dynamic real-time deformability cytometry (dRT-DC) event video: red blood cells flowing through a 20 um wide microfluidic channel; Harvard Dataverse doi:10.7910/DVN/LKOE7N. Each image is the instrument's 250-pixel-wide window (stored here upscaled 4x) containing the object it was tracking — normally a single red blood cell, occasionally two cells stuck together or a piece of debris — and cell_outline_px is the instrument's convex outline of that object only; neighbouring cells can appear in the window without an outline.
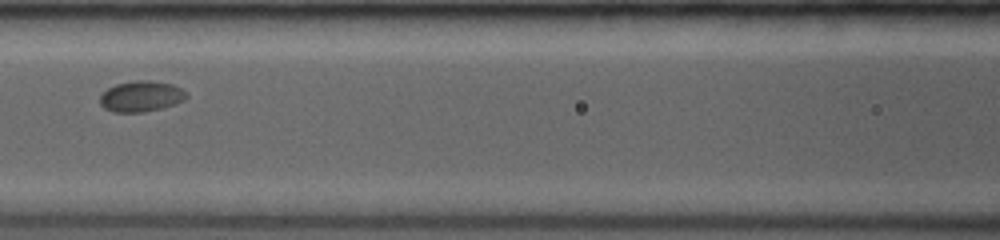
{"species": "common noctule bat (a hibernating species)", "species_latin": "Nyctalus noctula", "temperature_condition": "room temperature", "stored_images_in_passage": 15, "camera_frame_rate_fps": 3500, "um_per_image_px": 0.085, "animal": {"sex": "female", "body_mass_g": 19.0, "forearm_length_mm": 53.3}, "frame": {"image": 1, "passage_image": 8, "time_ms": 5.429, "image_size_px": [1000, 240], "cell_outline_px": [[188, 96], [184, 100], [160, 108], [144, 112], [112, 112], [104, 108], [100, 104], [100, 96], [108, 88], [116, 84], [136, 80], [148, 80], [172, 84], [180, 88]], "centroid_in_image_um": [11.96, 8.19], "position_along_channel_um": 154.6, "area_um2": 15.32}}
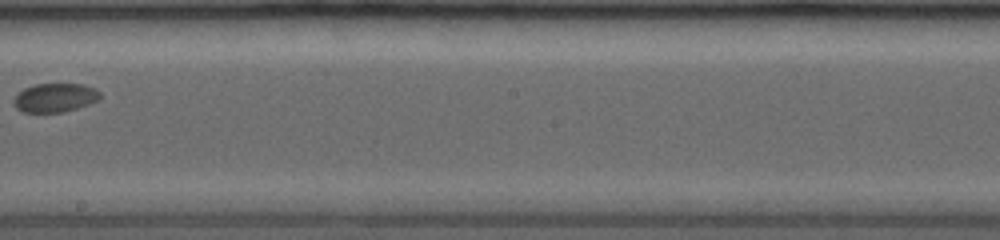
{"frame": {"image": 2, "passage_image": 11, "time_ms": 7.714, "image_size_px": [1000, 240], "cell_outline_px": [[100, 100], [64, 112], [24, 112], [16, 108], [12, 100], [24, 88], [36, 84], [84, 84], [96, 88], [100, 92]], "centroid_in_image_um": [4.7, 8.3], "position_along_channel_um": 243.5, "area_um2": 14.51}}
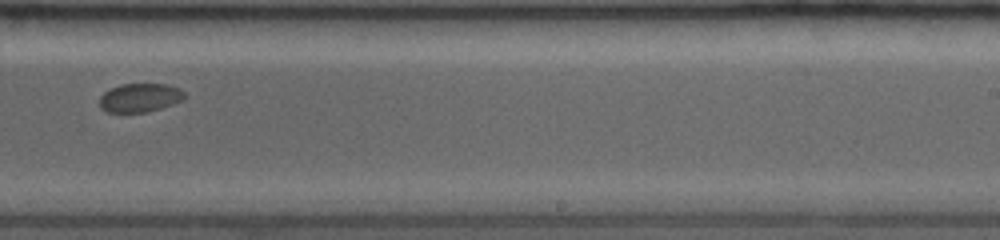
{"frame": {"image": 3, "passage_image": 12, "time_ms": 8.571, "image_size_px": [1000, 240], "cell_outline_px": [[184, 100], [160, 108], [144, 112], [108, 112], [100, 108], [100, 96], [104, 92], [120, 84], [168, 84], [180, 88], [184, 92]], "centroid_in_image_um": [11.9, 8.29], "position_along_channel_um": 277.1, "area_um2": 14.16}}